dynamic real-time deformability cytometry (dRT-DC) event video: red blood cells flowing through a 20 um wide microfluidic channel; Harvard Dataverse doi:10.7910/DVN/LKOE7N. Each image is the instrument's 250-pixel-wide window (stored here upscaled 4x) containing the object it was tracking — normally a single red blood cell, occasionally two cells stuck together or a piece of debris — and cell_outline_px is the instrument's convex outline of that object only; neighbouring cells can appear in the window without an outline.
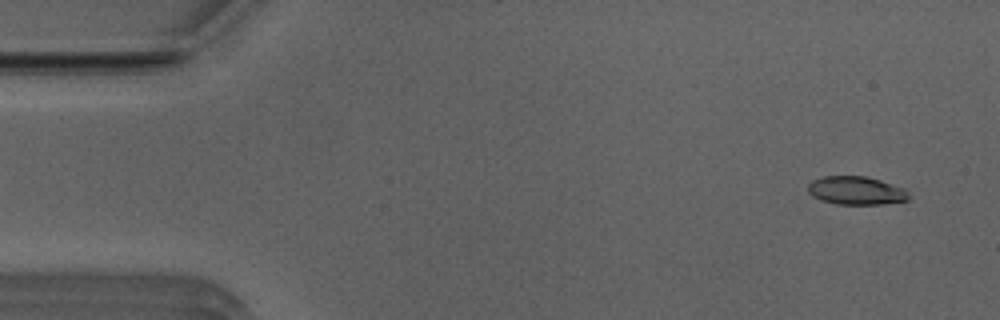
{"species": "Egyptian fruit bat (a non-hibernating species)", "species_latin": "Rousettus aegyptiacus", "temperature_condition": "room temperature", "stored_images_in_passage": 52, "camera_frame_rate_fps": 3000, "um_per_image_px": 0.085, "animal": {"sex": "male"}, "frame": {"image": 1, "passage_image": 3, "time_ms": 0.667, "image_size_px": [1000, 320], "cell_outline_px": [[908, 200], [884, 204], [836, 204], [820, 200], [812, 196], [808, 192], [808, 184], [812, 180], [824, 176], [868, 176], [908, 188]], "centroid_in_image_um": [72.8, 16.19], "position_along_channel_um": 12.2, "area_um2": 16.94}}
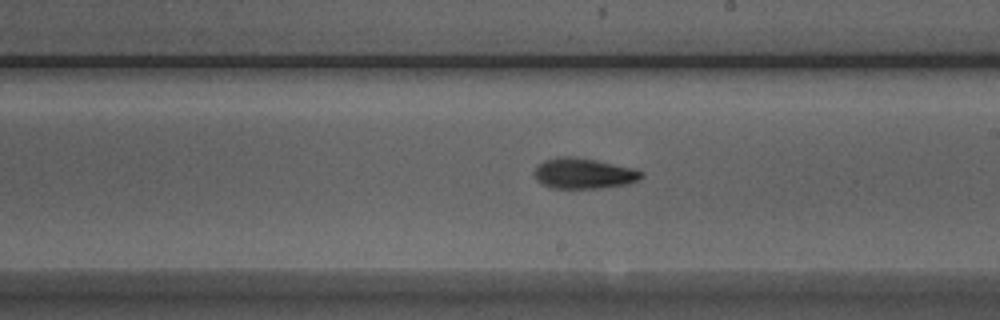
{"frame": {"image": 2, "passage_image": 29, "time_ms": 9.333, "image_size_px": [1000, 320], "cell_outline_px": [[644, 176], [628, 184], [600, 188], [552, 188], [540, 184], [536, 180], [532, 172], [544, 160], [556, 156], [572, 156], [596, 160], [632, 168], [644, 172]], "centroid_in_image_um": [49.57, 14.74], "position_along_channel_um": 239.4, "area_um2": 19.19}}
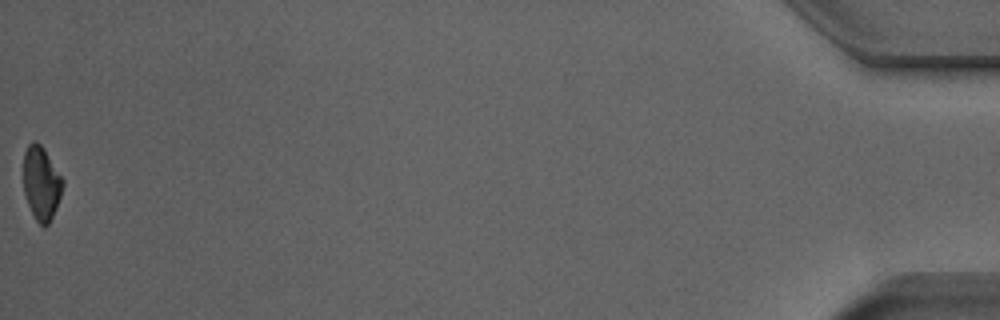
{"frame": {"image": 3, "passage_image": 52, "time_ms": 17.0, "image_size_px": [1000, 320], "cell_outline_px": [[64, 184], [56, 208], [48, 224], [44, 228], [36, 220], [28, 204], [24, 192], [24, 152], [28, 144], [32, 140], [36, 140], [44, 148], [64, 180]], "centroid_in_image_um": [3.51, 15.54], "position_along_channel_um": 431.7, "area_um2": 16.82}, "authors_computed_cell_mechanics": {"area_um2": 18.0625, "velocity_mm_per_s": 3.9122, "shape_relaxation_time_tau1_ms": 2.8906, "shape_relaxation_time_tau2_ms": 4.0948, "deformation_change_tau1": 0.1279, "deformation_change_tau2": 0.1168}}